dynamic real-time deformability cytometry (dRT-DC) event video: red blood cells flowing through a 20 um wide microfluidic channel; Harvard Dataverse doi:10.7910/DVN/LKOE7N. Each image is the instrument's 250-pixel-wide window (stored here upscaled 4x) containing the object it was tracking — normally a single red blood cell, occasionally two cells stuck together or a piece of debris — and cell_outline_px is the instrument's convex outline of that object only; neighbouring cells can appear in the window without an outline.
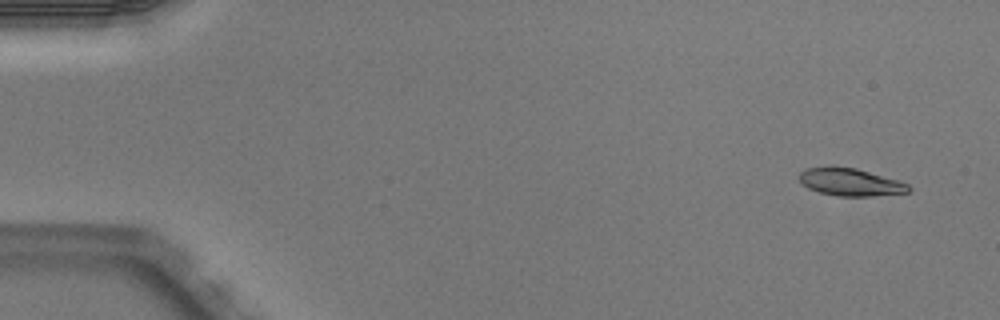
{"species": "Egyptian fruit bat (a non-hibernating species)", "species_latin": "Rousettus aegyptiacus", "temperature_condition": "warm", "stored_images_in_passage": 6, "camera_frame_rate_fps": 3000, "um_per_image_px": 0.085, "animal": {"sex": "male"}, "frame": {"image": 1, "passage_image": 2, "time_ms": 0.333, "image_size_px": [1000, 320], "cell_outline_px": [[912, 188], [908, 192], [872, 196], [836, 196], [820, 192], [808, 188], [800, 184], [800, 172], [804, 168], [832, 164], [856, 168], [900, 180], [908, 184]], "centroid_in_image_um": [72.24, 15.44], "position_along_channel_um": 12.8, "area_um2": 18.09}}
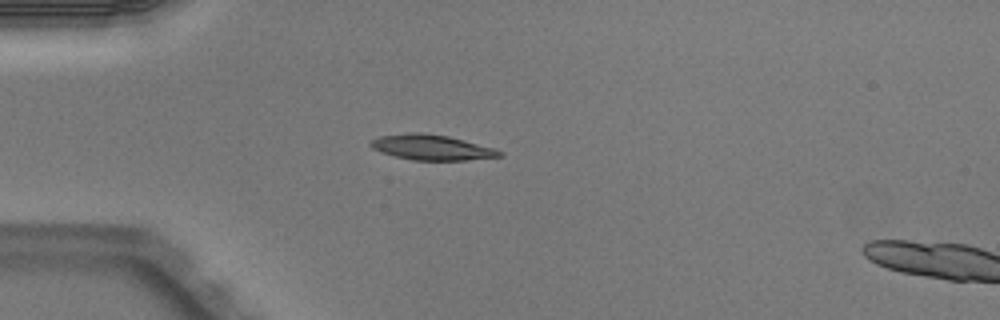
{"frame": {"image": 2, "passage_image": 5, "time_ms": 1.333, "image_size_px": [1000, 320], "cell_outline_px": [[504, 156], [468, 160], [412, 160], [380, 152], [372, 148], [368, 144], [372, 140], [380, 136], [408, 132], [420, 132], [448, 136], [496, 148], [504, 152]], "centroid_in_image_um": [36.72, 12.52], "position_along_channel_um": 48.3, "area_um2": 19.13}}